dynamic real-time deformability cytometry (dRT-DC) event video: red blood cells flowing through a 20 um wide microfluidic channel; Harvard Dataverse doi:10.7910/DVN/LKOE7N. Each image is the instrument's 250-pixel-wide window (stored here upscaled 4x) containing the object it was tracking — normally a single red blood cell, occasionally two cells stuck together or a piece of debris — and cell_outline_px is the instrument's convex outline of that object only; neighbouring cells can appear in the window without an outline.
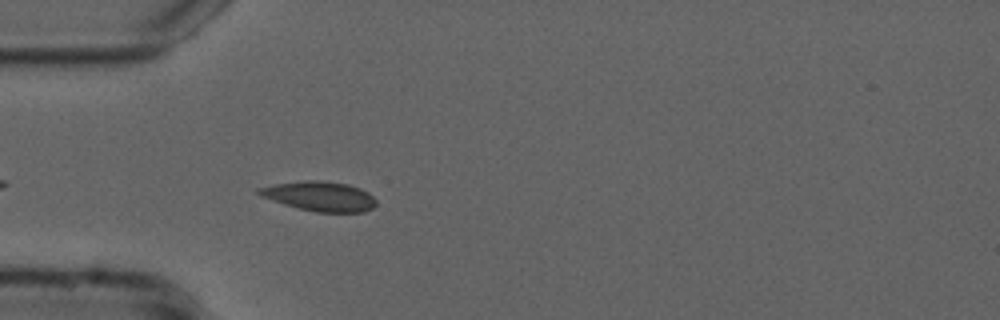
{"species": "common noctule bat (a hibernating species)", "species_latin": "Nyctalus noctula", "temperature_condition": "cold", "stored_images_in_passage": 40, "camera_frame_rate_fps": 3000, "um_per_image_px": 0.085, "animal": {"sex": "male", "forearm_length_mm": 52.5}, "frame": {"image": 1, "passage_image": 4, "time_ms": 1.0, "image_size_px": [1000, 320], "cell_outline_px": [[376, 204], [372, 208], [364, 212], [316, 212], [284, 204], [260, 196], [256, 192], [256, 188], [276, 184], [304, 180], [320, 180], [348, 184], [360, 188], [368, 192], [376, 200]], "centroid_in_image_um": [27.18, 16.67], "position_along_channel_um": 57.8, "area_um2": 20.23}}
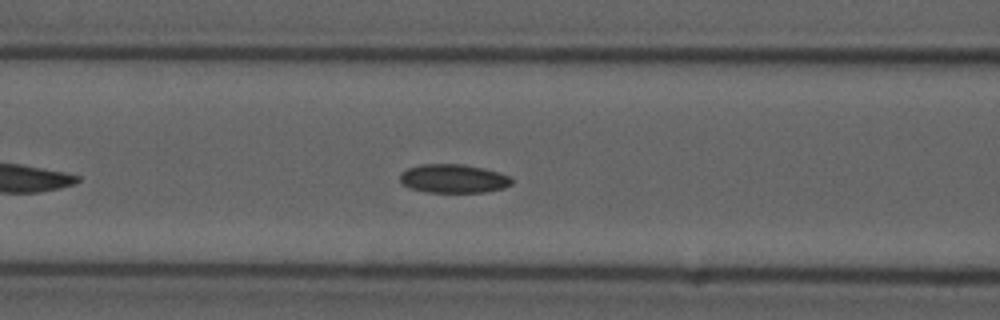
{"frame": {"image": 2, "passage_image": 10, "time_ms": 3.0, "image_size_px": [1000, 320], "cell_outline_px": [[512, 184], [504, 188], [484, 192], [424, 192], [408, 188], [400, 184], [400, 176], [408, 168], [420, 164], [464, 164], [484, 168], [508, 176], [512, 180]], "centroid_in_image_um": [38.5, 15.19], "position_along_channel_um": 128.1, "area_um2": 18.73}}
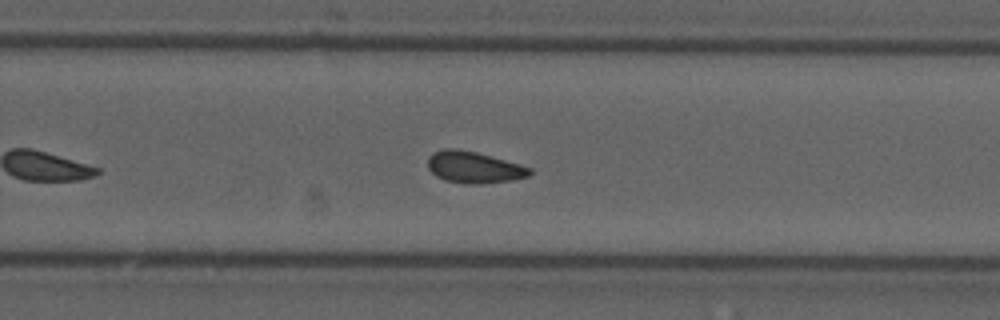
{"frame": {"image": 3, "passage_image": 23, "time_ms": 7.333, "image_size_px": [1000, 320], "cell_outline_px": [[532, 172], [528, 176], [512, 180], [480, 184], [464, 184], [444, 180], [436, 176], [428, 168], [428, 156], [432, 152], [444, 148], [456, 148], [476, 152], [520, 164], [532, 168]], "centroid_in_image_um": [40.26, 14.22], "position_along_channel_um": 289.5, "area_um2": 18.9}, "authors_computed_cell_mechanics": {"area_um2": 18.4671, "velocity_mm_per_s": 3.735, "shape_relaxation_time_tau1_ms": null, "shape_relaxation_time_tau2_ms": 2.5771, "deformation_change_tau1": null, "deformation_change_tau2": 0.0861}}